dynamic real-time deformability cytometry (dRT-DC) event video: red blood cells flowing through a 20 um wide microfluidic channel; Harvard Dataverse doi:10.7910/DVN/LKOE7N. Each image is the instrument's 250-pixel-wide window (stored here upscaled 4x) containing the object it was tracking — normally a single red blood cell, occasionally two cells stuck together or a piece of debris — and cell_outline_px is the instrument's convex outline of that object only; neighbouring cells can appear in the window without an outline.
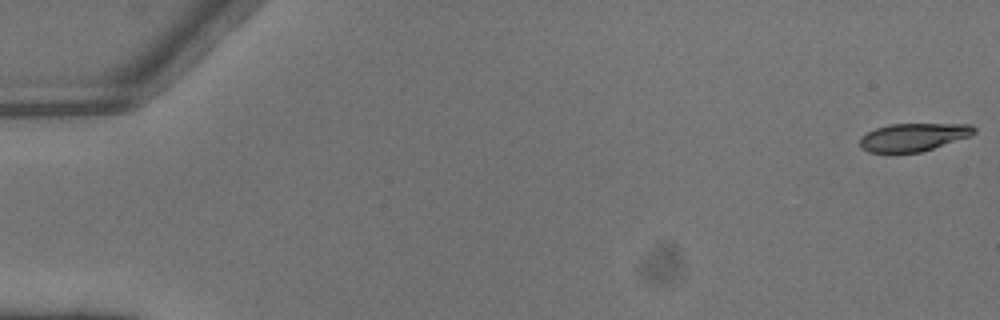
{"species": "common noctule bat (a hibernating species)", "species_latin": "Nyctalus noctula", "temperature_condition": "warm", "stored_images_in_passage": 5, "camera_frame_rate_fps": 3000, "um_per_image_px": 0.085, "animal": {"sex": "male", "body_mass_g": 13.3}, "frame": {"image": 1, "passage_image": 1, "time_ms": 0.0, "image_size_px": [1000, 320], "cell_outline_px": [[976, 132], [972, 136], [920, 152], [868, 152], [860, 148], [860, 136], [876, 128], [888, 124], [972, 124], [976, 128]], "centroid_in_image_um": [77.66, 11.65], "position_along_channel_um": 7.3, "area_um2": 18.67}}
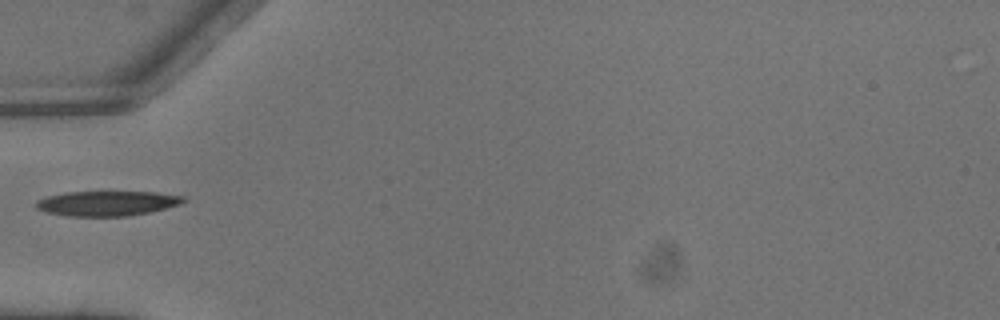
{"frame": {"image": 2, "passage_image": 5, "time_ms": 1.333, "image_size_px": [1000, 320], "cell_outline_px": [[188, 200], [180, 204], [148, 212], [128, 216], [68, 216], [44, 212], [36, 208], [32, 204], [36, 200], [48, 196], [64, 192], [156, 192], [184, 196]], "centroid_in_image_um": [9.05, 17.28], "position_along_channel_um": 76.0, "area_um2": 21.5}}